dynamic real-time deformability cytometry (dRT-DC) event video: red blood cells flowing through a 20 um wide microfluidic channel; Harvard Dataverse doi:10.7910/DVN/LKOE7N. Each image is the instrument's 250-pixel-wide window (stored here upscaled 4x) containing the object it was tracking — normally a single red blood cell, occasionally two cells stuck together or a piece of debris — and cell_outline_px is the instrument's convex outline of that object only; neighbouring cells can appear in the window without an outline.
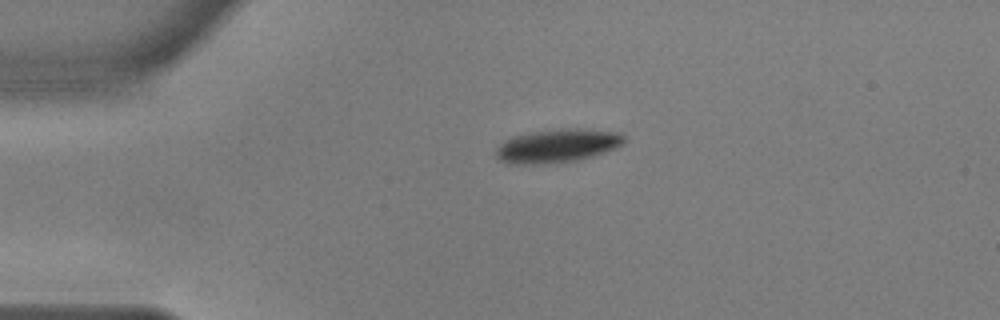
{"species": "common noctule bat (a hibernating species)", "species_latin": "Nyctalus noctula", "temperature_condition": "warm", "stored_images_in_passage": 17, "camera_frame_rate_fps": 3000, "um_per_image_px": 0.085, "animal": {"sex": "male", "body_mass_g": 17.9, "forearm_length_mm": 54.2}, "frame": {"image": 1, "passage_image": 1, "time_ms": 0.0, "image_size_px": [1000, 320], "cell_outline_px": [[624, 144], [616, 148], [592, 156], [576, 160], [540, 164], [508, 164], [500, 160], [496, 156], [496, 148], [504, 140], [512, 136], [532, 132], [564, 128], [580, 128], [620, 132], [624, 136]], "centroid_in_image_um": [47.37, 12.38], "position_along_channel_um": 37.6, "area_um2": 25.09}}
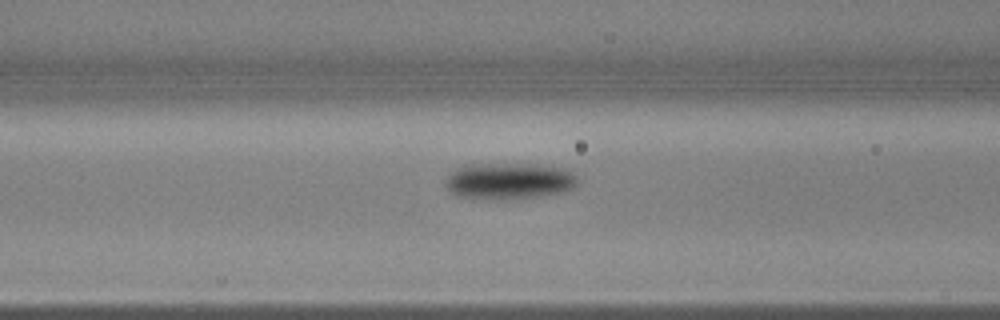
{"frame": {"image": 2, "passage_image": 11, "time_ms": 3.333, "image_size_px": [1000, 320], "cell_outline_px": [[580, 180], [572, 188], [564, 192], [536, 196], [456, 196], [448, 192], [444, 184], [444, 180], [456, 168], [468, 164], [536, 164], [564, 168], [572, 172]], "centroid_in_image_um": [43.28, 15.32], "position_along_channel_um": 123.3, "area_um2": 27.17}}
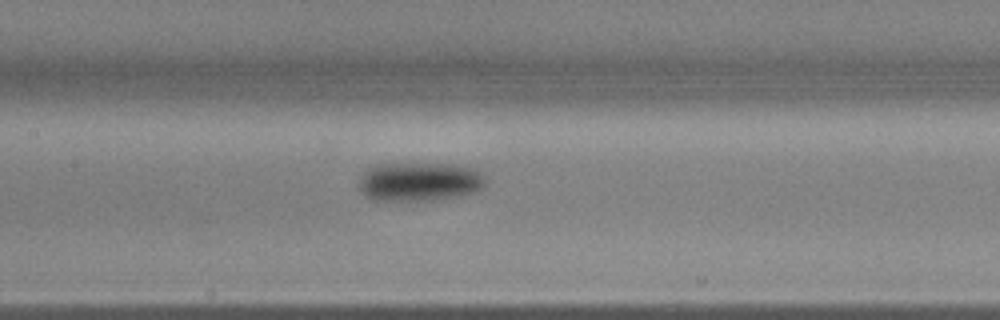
{"frame": {"image": 3, "passage_image": 15, "time_ms": 4.667, "image_size_px": [1000, 320], "cell_outline_px": [[484, 184], [480, 188], [472, 192], [456, 196], [424, 200], [372, 200], [364, 196], [360, 188], [360, 180], [364, 172], [368, 168], [376, 164], [456, 164], [476, 168], [484, 176]], "centroid_in_image_um": [35.63, 15.42], "position_along_channel_um": 171.8, "area_um2": 28.38}}